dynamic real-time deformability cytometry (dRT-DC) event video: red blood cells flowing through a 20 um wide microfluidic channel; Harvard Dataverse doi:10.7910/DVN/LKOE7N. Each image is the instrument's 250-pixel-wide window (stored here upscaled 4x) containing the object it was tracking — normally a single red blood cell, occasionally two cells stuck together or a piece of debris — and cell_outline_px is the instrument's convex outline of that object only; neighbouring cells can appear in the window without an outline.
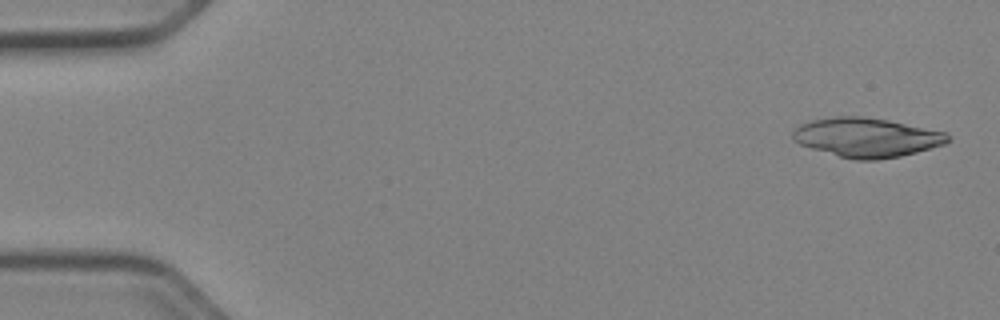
{"species": "Egyptian fruit bat (a non-hibernating species)", "species_latin": "Rousettus aegyptiacus", "temperature_condition": "cold", "stored_images_in_passage": 23, "camera_frame_rate_fps": 3000, "um_per_image_px": 0.085, "animal": {"sex": "female"}, "frame": {"image": 1, "passage_image": 2, "time_ms": 0.333, "image_size_px": [1000, 320], "cell_outline_px": [[948, 140], [944, 144], [916, 152], [900, 156], [876, 160], [856, 160], [840, 156], [812, 148], [800, 144], [792, 140], [792, 132], [800, 124], [812, 120], [836, 116], [860, 116], [888, 120], [948, 132]], "centroid_in_image_um": [73.65, 11.67], "position_along_channel_um": 11.3, "area_um2": 35.2}}
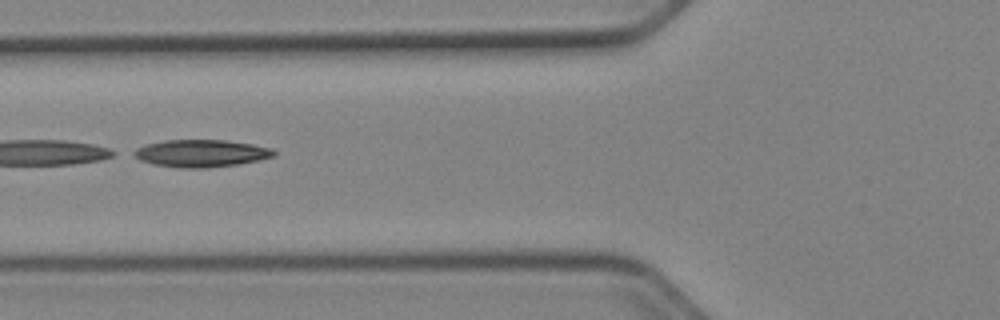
{"frame": {"image": 2, "passage_image": 20, "time_ms": 6.333, "image_size_px": [1000, 320], "cell_outline_px": [[276, 156], [260, 160], [236, 164], [208, 168], [180, 168], [152, 164], [140, 160], [128, 152], [144, 144], [164, 140], [224, 140], [252, 144], [272, 148], [276, 152]], "centroid_in_image_um": [17.05, 13.03], "position_along_channel_um": 108.8, "area_um2": 22.6}}